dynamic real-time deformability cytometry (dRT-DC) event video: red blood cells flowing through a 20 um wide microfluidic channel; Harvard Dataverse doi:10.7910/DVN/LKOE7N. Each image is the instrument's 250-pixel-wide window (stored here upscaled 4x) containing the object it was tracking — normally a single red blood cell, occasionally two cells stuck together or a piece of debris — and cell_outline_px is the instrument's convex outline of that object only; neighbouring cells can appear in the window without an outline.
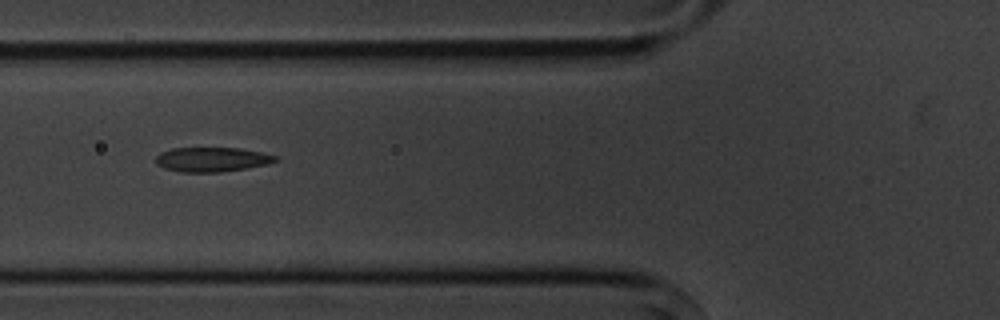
{"species": "common noctule bat (a hibernating species)", "species_latin": "Nyctalus noctula", "temperature_condition": "cold", "stored_images_in_passage": 14, "camera_frame_rate_fps": 3000, "um_per_image_px": 0.085, "animal": {"sex": "male", "body_mass_g": 20.1, "forearm_length_mm": 53.5}, "frame": {"image": 1, "passage_image": 5, "time_ms": 5.667, "image_size_px": [1000, 320], "cell_outline_px": [[280, 160], [268, 164], [248, 168], [220, 172], [180, 172], [164, 168], [156, 164], [156, 156], [160, 152], [172, 148], [240, 148], [260, 152], [276, 156]], "centroid_in_image_um": [18.01, 13.56], "position_along_channel_um": 107.8, "area_um2": 17.17}}
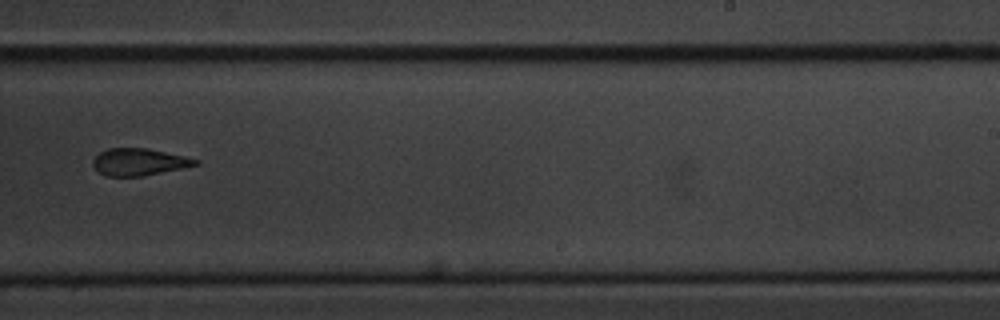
{"frame": {"image": 2, "passage_image": 9, "time_ms": 10.333, "image_size_px": [1000, 320], "cell_outline_px": [[200, 164], [140, 176], [104, 176], [92, 164], [92, 160], [100, 152], [108, 148], [148, 148], [184, 156], [200, 160]], "centroid_in_image_um": [11.8, 13.75], "position_along_channel_um": 277.2, "area_um2": 15.95}}
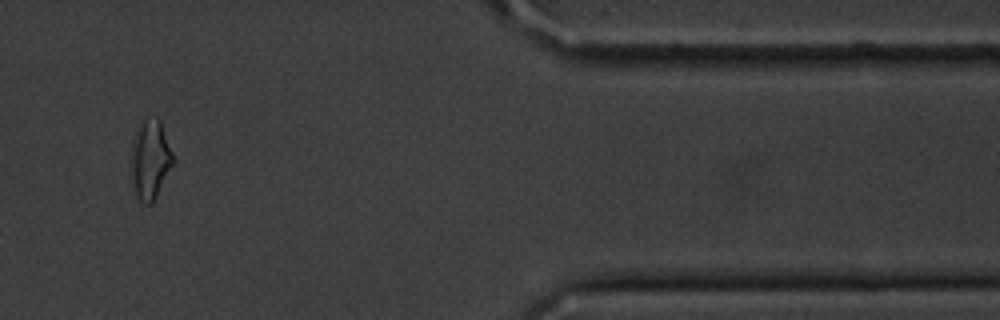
{"frame": {"image": 3, "passage_image": 12, "time_ms": 14.667, "image_size_px": [1000, 320], "cell_outline_px": [[176, 160], [152, 204], [144, 204], [136, 196], [132, 188], [132, 144], [136, 128], [140, 120], [144, 116], [156, 116], [160, 120]], "centroid_in_image_um": [12.78, 13.51], "position_along_channel_um": 398.6, "area_um2": 19.88}, "authors_computed_cell_mechanics": {"area_um2": 17.3689, "velocity_mm_per_s": 3.6211, "shape_relaxation_time_tau1_ms": 5.9536, "shape_relaxation_time_tau2_ms": 3.862, "deformation_change_tau1": 0.1464, "deformation_change_tau2": 0.1095}}